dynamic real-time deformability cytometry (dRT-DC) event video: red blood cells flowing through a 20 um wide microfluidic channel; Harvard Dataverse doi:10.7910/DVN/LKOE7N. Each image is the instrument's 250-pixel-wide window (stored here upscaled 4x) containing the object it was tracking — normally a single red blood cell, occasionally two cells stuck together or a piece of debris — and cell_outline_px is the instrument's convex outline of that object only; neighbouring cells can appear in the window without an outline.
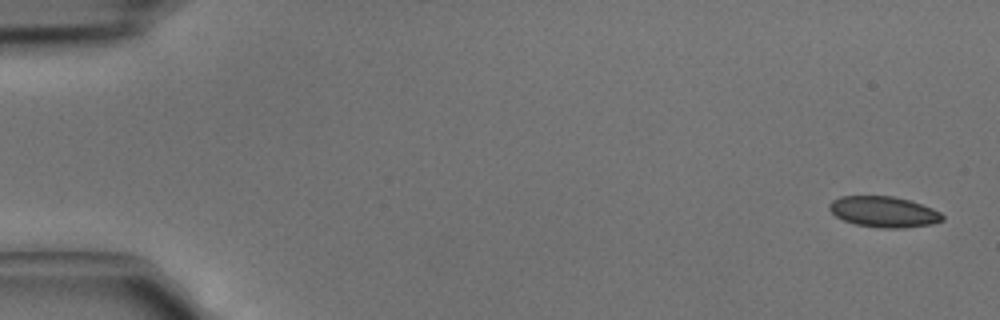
{"species": "common noctule bat (a hibernating species)", "species_latin": "Nyctalus noctula", "temperature_condition": "cold", "stored_images_in_passage": 4, "camera_frame_rate_fps": 3000, "um_per_image_px": 0.085, "animal": {"sex": "male", "body_mass_g": 15.6}, "frame": {"image": 1, "passage_image": 1, "time_ms": 0.0, "image_size_px": [1000, 320], "cell_outline_px": [[944, 220], [932, 224], [904, 228], [880, 228], [856, 224], [844, 220], [836, 216], [828, 208], [828, 204], [832, 200], [840, 196], [892, 196], [908, 200], [932, 208], [940, 212], [944, 216]], "centroid_in_image_um": [75.12, 18.0], "position_along_channel_um": 9.9, "area_um2": 20.29}}
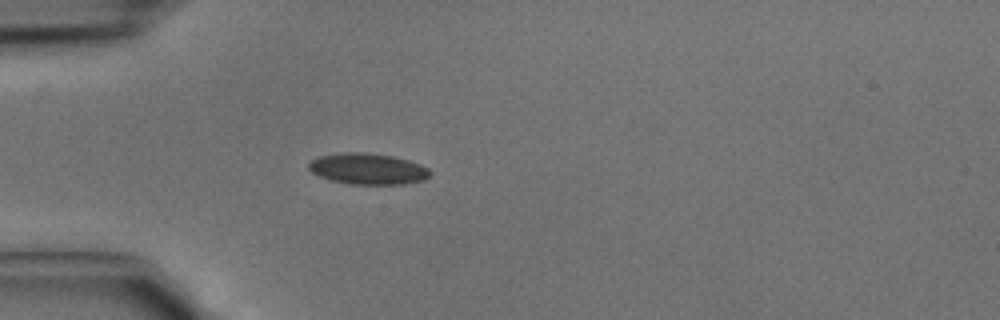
{"frame": {"image": 2, "passage_image": 4, "time_ms": 1.0, "image_size_px": [1000, 320], "cell_outline_px": [[432, 176], [424, 180], [404, 184], [348, 184], [332, 180], [320, 176], [312, 172], [308, 168], [308, 164], [312, 160], [320, 156], [340, 152], [364, 152], [392, 156], [408, 160], [420, 164], [428, 168], [432, 172]], "centroid_in_image_um": [31.3, 14.35], "position_along_channel_um": 53.7, "area_um2": 22.08}}